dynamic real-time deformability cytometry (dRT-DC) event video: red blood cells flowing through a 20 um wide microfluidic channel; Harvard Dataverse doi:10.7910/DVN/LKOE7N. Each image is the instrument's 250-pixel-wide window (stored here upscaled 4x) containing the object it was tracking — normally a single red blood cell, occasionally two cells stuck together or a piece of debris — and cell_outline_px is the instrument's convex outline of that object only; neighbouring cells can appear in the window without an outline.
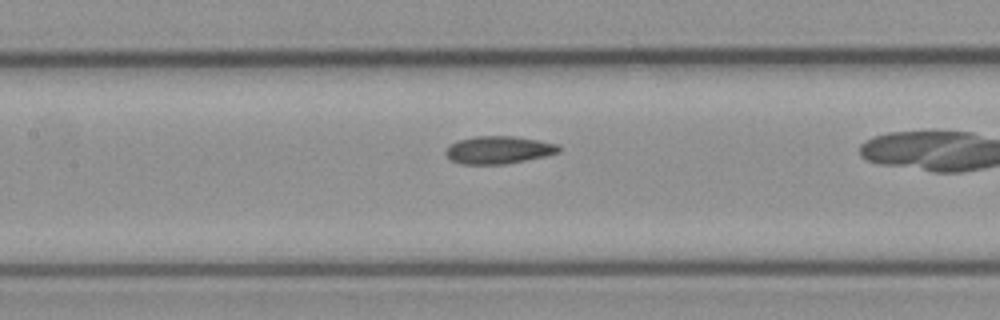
{"species": "common noctule bat (a hibernating species)", "species_latin": "Nyctalus noctula", "temperature_condition": "cold", "stored_images_in_passage": 37, "camera_frame_rate_fps": 3000, "um_per_image_px": 0.085, "animal": {"sex": "female", "body_mass_g": 21.9}, "frame": {"image": 1, "passage_image": 21, "time_ms": 6.667, "image_size_px": [1000, 320], "cell_outline_px": [[560, 152], [544, 156], [504, 164], [460, 164], [452, 160], [444, 152], [452, 144], [460, 140], [476, 136], [512, 136], [536, 140], [556, 144], [560, 148]], "centroid_in_image_um": [42.37, 12.75], "position_along_channel_um": 165.0, "area_um2": 17.8}}
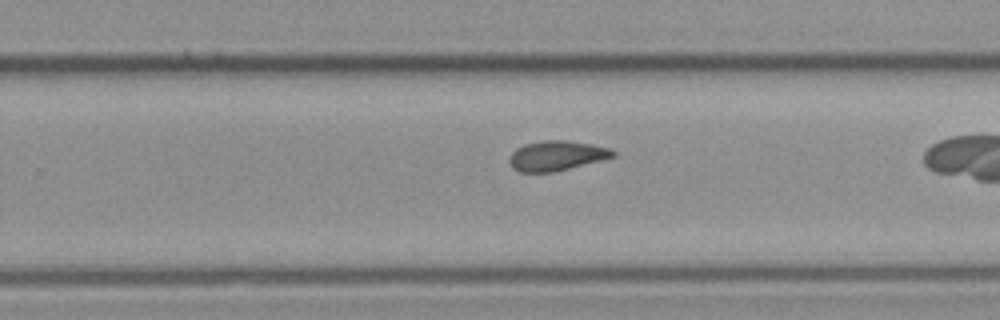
{"frame": {"image": 2, "passage_image": 30, "time_ms": 9.667, "image_size_px": [1000, 320], "cell_outline_px": [[616, 156], [552, 172], [520, 172], [512, 168], [508, 160], [508, 156], [516, 148], [524, 144], [544, 140], [568, 140], [592, 144], [608, 148], [616, 152]], "centroid_in_image_um": [47.26, 13.22], "position_along_channel_um": 282.5, "area_um2": 17.98}}
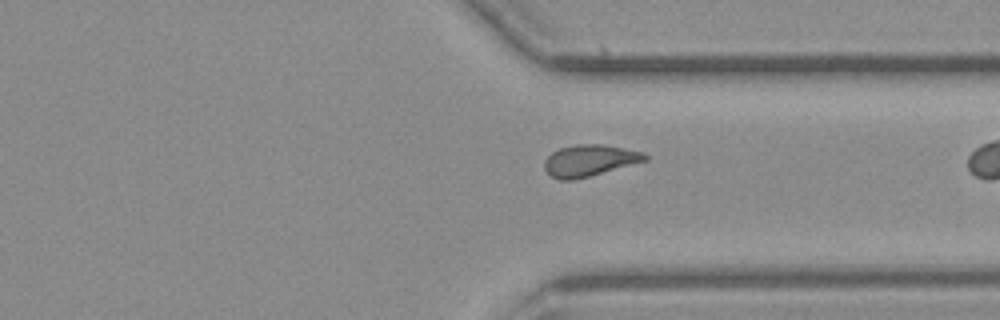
{"frame": {"image": 3, "passage_image": 36, "time_ms": 11.667, "image_size_px": [1000, 320], "cell_outline_px": [[648, 160], [588, 176], [572, 180], [560, 180], [552, 176], [544, 168], [544, 160], [552, 152], [560, 148], [576, 144], [604, 144], [624, 148], [640, 152], [648, 156]], "centroid_in_image_um": [50.08, 13.63], "position_along_channel_um": 361.3, "area_um2": 18.21}}